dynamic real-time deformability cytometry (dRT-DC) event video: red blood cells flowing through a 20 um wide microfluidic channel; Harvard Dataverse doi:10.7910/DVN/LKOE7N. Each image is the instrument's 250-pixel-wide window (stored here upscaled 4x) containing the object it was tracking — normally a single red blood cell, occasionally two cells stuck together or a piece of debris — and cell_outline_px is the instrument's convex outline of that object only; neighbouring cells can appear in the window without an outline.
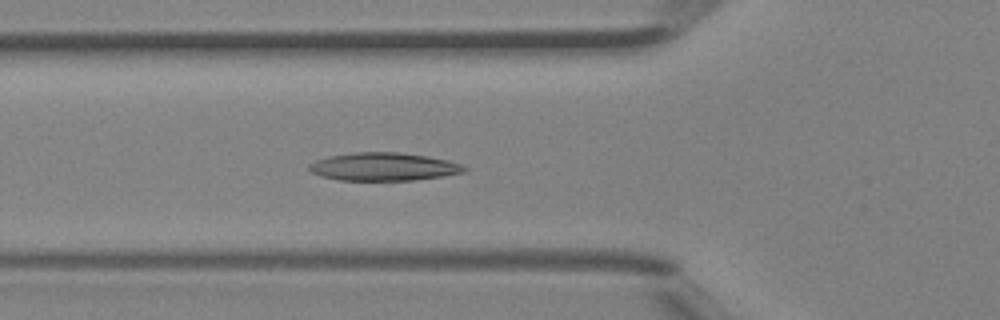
{"species": "Egyptian fruit bat (a non-hibernating species)", "species_latin": "Rousettus aegyptiacus", "temperature_condition": "room temperature", "stored_images_in_passage": 45, "camera_frame_rate_fps": 3000, "um_per_image_px": 0.085, "animal": {"sex": "female"}, "frame": {"image": 1, "passage_image": 16, "time_ms": 5.0, "image_size_px": [1000, 320], "cell_outline_px": [[468, 168], [464, 172], [416, 180], [340, 180], [320, 176], [312, 172], [308, 168], [308, 164], [316, 160], [328, 156], [352, 152], [400, 152], [428, 156], [448, 160], [460, 164]], "centroid_in_image_um": [32.58, 14.16], "position_along_channel_um": 93.2, "area_um2": 25.37}}
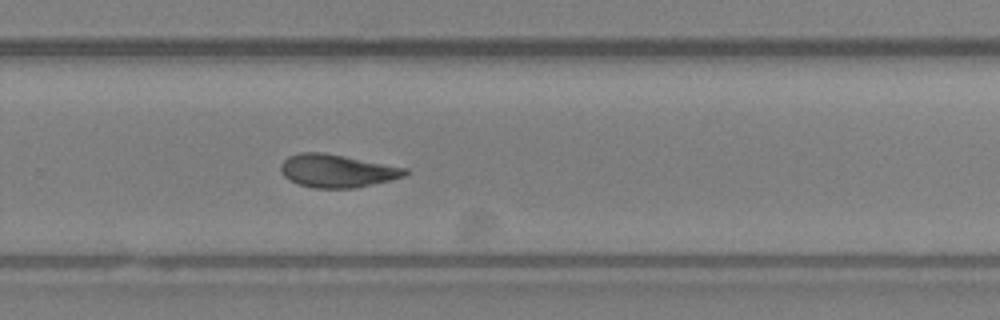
{"frame": {"image": 2, "passage_image": 30, "time_ms": 9.667, "image_size_px": [1000, 320], "cell_outline_px": [[408, 172], [404, 176], [392, 180], [356, 188], [316, 188], [296, 184], [288, 180], [284, 176], [280, 168], [280, 164], [288, 156], [300, 152], [324, 152], [408, 168]], "centroid_in_image_um": [28.63, 14.52], "position_along_channel_um": 301.2, "area_um2": 24.1}}
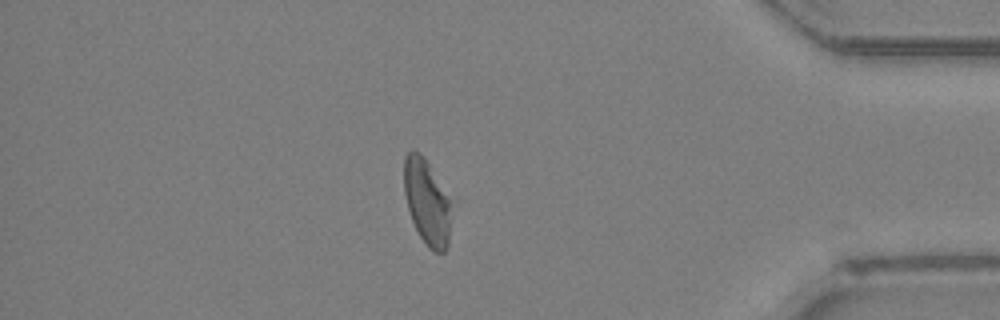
{"frame": {"image": 3, "passage_image": 39, "time_ms": 12.667, "image_size_px": [1000, 320], "cell_outline_px": [[456, 200], [448, 244], [444, 252], [436, 252], [428, 248], [420, 236], [412, 220], [408, 208], [404, 192], [404, 156], [408, 152], [420, 152], [424, 156], [456, 196]], "centroid_in_image_um": [36.42, 17.12], "position_along_channel_um": 398.8, "area_um2": 25.37}, "authors_computed_cell_mechanics": {"area_um2": 24.7962, "velocity_mm_per_s": 4.4759, "shape_relaxation_time_tau1_ms": 5.2887, "shape_relaxation_time_tau2_ms": 1.9047, "deformation_change_tau1": 0.1716, "deformation_change_tau2": 0.0697}}